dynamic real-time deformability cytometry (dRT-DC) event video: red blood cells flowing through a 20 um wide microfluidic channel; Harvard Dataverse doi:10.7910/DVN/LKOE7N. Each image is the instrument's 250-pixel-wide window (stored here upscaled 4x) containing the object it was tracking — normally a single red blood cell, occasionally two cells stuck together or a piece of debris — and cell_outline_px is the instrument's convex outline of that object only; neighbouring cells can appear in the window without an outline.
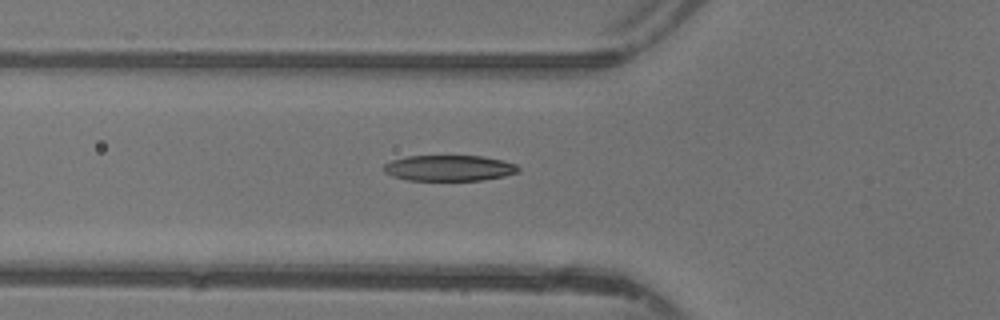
{"species": "common noctule bat (a hibernating species)", "species_latin": "Nyctalus noctula", "temperature_condition": "warm", "stored_images_in_passage": 36, "camera_frame_rate_fps": 3000, "um_per_image_px": 0.085, "animal": {"sex": "female"}, "frame": {"image": 1, "passage_image": 10, "time_ms": 3.0, "image_size_px": [1000, 320], "cell_outline_px": [[520, 172], [504, 176], [484, 180], [408, 180], [392, 176], [384, 172], [380, 168], [384, 164], [392, 160], [408, 156], [484, 156], [504, 160], [516, 164], [520, 168]], "centroid_in_image_um": [38.19, 14.28], "position_along_channel_um": 87.6, "area_um2": 20.46}}
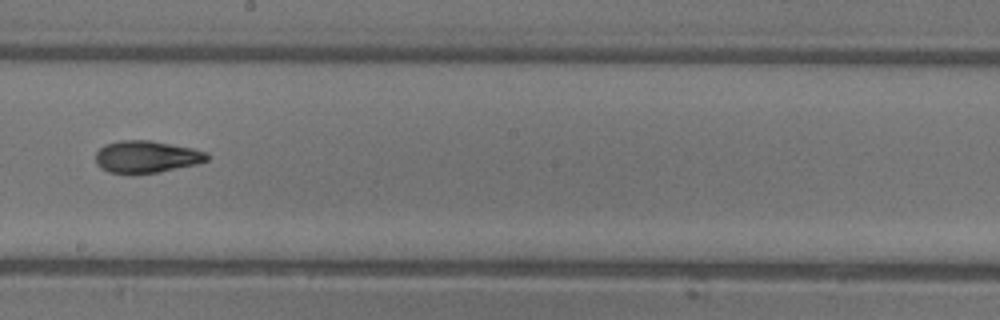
{"frame": {"image": 2, "passage_image": 20, "time_ms": 6.333, "image_size_px": [1000, 320], "cell_outline_px": [[208, 160], [196, 164], [160, 172], [132, 176], [108, 172], [100, 168], [96, 164], [96, 152], [104, 144], [120, 140], [148, 140], [192, 148], [208, 152]], "centroid_in_image_um": [12.4, 13.36], "position_along_channel_um": 235.8, "area_um2": 21.33}}
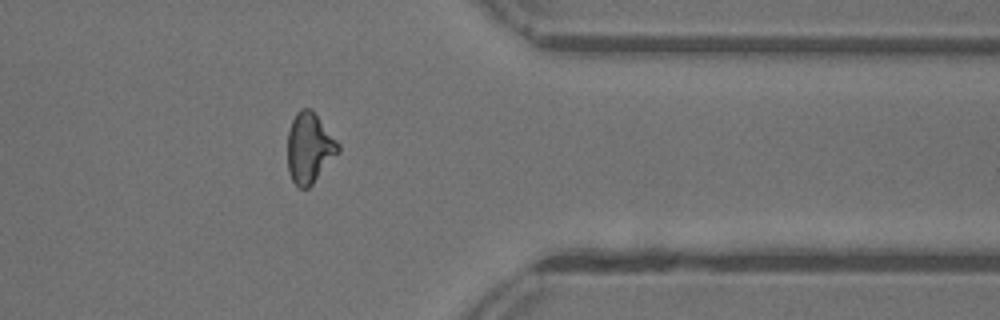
{"frame": {"image": 3, "passage_image": 31, "time_ms": 10.0, "image_size_px": [1000, 320], "cell_outline_px": [[340, 152], [312, 184], [308, 188], [300, 188], [292, 180], [288, 172], [288, 132], [292, 120], [296, 112], [300, 108], [312, 108], [340, 144]], "centroid_in_image_um": [26.31, 12.55], "position_along_channel_um": 385.1, "area_um2": 20.92}, "authors_computed_cell_mechanics": {"area_um2": 20.5479, "velocity_mm_per_s": 4.4185, "shape_relaxation_time_tau1_ms": 2.9282, "shape_relaxation_time_tau2_ms": 2.0383, "deformation_change_tau1": 0.1639, "deformation_change_tau2": 0.1007}}